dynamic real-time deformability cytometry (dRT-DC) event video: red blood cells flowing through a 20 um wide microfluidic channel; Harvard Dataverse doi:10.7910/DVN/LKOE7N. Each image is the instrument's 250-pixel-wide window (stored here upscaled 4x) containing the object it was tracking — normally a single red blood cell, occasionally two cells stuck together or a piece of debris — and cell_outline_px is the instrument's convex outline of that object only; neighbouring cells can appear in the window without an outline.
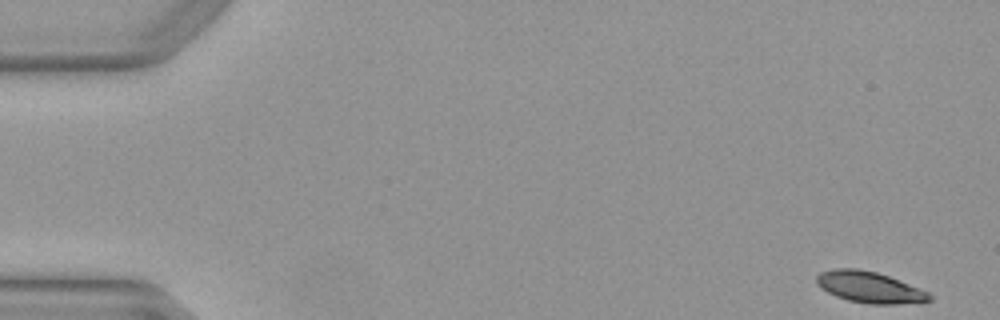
{"species": "Egyptian fruit bat (a non-hibernating species)", "species_latin": "Rousettus aegyptiacus", "temperature_condition": "warm", "stored_images_in_passage": 17, "camera_frame_rate_fps": 3000, "um_per_image_px": 0.085, "animal": {"sex": "female"}, "frame": {"image": 1, "passage_image": 1, "time_ms": 0.0, "image_size_px": [1000, 320], "cell_outline_px": [[932, 300], [896, 304], [868, 304], [848, 300], [836, 296], [820, 288], [816, 284], [816, 276], [820, 272], [836, 268], [856, 268], [876, 272], [888, 276], [928, 292], [932, 296]], "centroid_in_image_um": [73.86, 24.41], "position_along_channel_um": 11.1, "area_um2": 20.35}}
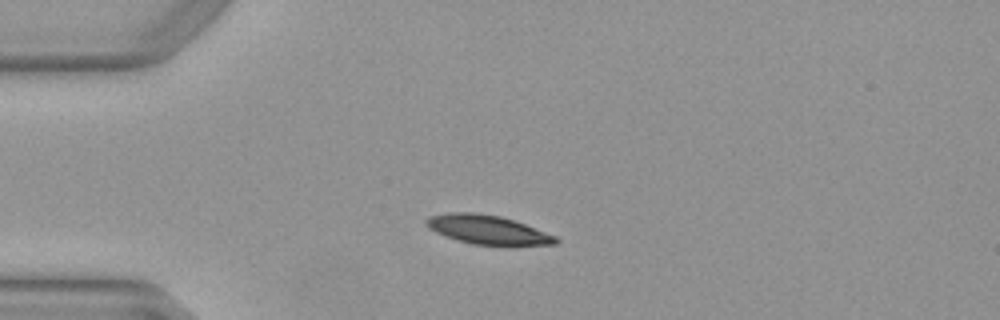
{"frame": {"image": 2, "passage_image": 12, "time_ms": 3.667, "image_size_px": [1000, 320], "cell_outline_px": [[560, 240], [556, 244], [512, 248], [508, 248], [472, 244], [456, 240], [436, 232], [428, 228], [424, 224], [424, 220], [428, 216], [448, 212], [476, 212], [500, 216], [524, 224], [556, 236]], "centroid_in_image_um": [41.48, 19.57], "position_along_channel_um": 43.5, "area_um2": 22.83}}
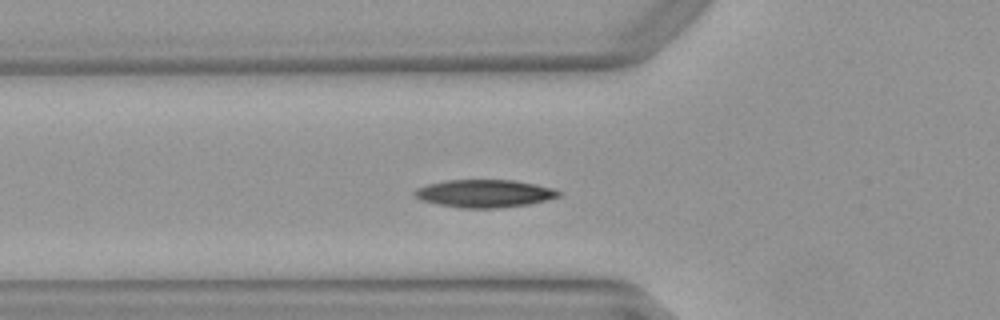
{"frame": {"image": 3, "passage_image": 17, "time_ms": 5.333, "image_size_px": [1000, 320], "cell_outline_px": [[560, 196], [548, 200], [528, 204], [496, 208], [460, 208], [436, 204], [420, 200], [412, 192], [416, 188], [428, 184], [444, 180], [512, 180], [536, 184], [556, 188], [560, 192]], "centroid_in_image_um": [41.17, 16.44], "position_along_channel_um": 84.6, "area_um2": 23.47}}